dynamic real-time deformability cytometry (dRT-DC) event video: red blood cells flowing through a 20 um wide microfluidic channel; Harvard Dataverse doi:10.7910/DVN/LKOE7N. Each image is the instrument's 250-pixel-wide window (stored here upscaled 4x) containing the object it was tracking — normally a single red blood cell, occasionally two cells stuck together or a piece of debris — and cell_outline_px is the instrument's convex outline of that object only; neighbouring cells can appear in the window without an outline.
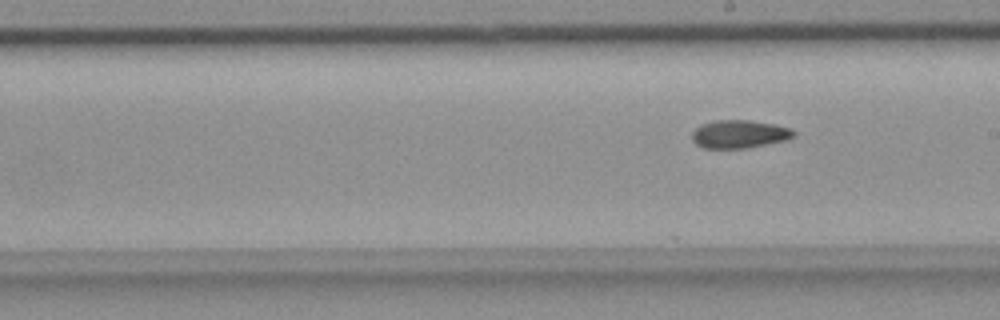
{"species": "common noctule bat (a hibernating species)", "species_latin": "Nyctalus noctula", "temperature_condition": "room temperature", "stored_images_in_passage": 18, "camera_frame_rate_fps": 3000, "um_per_image_px": 0.085, "animal": {"sex": "female", "body_mass_g": 18.4}, "frame": {"image": 1, "passage_image": 18, "time_ms": 5.667, "image_size_px": [1000, 320], "cell_outline_px": [[796, 132], [792, 136], [784, 140], [744, 148], [704, 148], [696, 144], [692, 140], [692, 132], [696, 128], [704, 124], [716, 120], [748, 120], [772, 124], [792, 128]], "centroid_in_image_um": [62.81, 11.39], "position_along_channel_um": 226.2, "area_um2": 16.3}}